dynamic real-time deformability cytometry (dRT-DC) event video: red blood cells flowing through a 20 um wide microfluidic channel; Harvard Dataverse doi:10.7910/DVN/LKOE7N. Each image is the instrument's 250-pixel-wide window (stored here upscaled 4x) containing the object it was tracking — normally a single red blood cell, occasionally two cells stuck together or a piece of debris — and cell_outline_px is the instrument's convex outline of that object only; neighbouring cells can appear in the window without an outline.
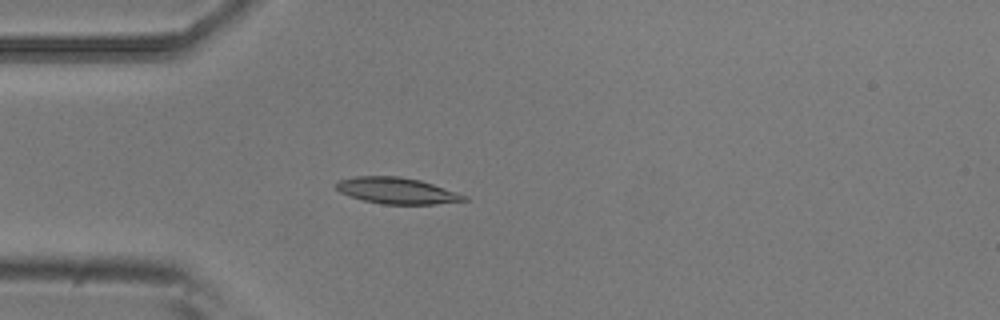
{"species": "common noctule bat (a hibernating species)", "species_latin": "Nyctalus noctula", "temperature_condition": "room temperature", "stored_images_in_passage": 4, "camera_frame_rate_fps": 3000, "um_per_image_px": 0.085, "animal": {"sex": "male", "body_mass_g": 20.5, "forearm_length_mm": 52.5}, "frame": {"image": 1, "passage_image": 4, "time_ms": 1.0, "image_size_px": [1000, 320], "cell_outline_px": [[468, 200], [436, 204], [384, 204], [364, 200], [340, 192], [336, 188], [336, 184], [340, 180], [356, 176], [400, 176], [420, 180], [468, 196]], "centroid_in_image_um": [33.75, 16.2], "position_along_channel_um": 51.2, "area_um2": 19.31}}